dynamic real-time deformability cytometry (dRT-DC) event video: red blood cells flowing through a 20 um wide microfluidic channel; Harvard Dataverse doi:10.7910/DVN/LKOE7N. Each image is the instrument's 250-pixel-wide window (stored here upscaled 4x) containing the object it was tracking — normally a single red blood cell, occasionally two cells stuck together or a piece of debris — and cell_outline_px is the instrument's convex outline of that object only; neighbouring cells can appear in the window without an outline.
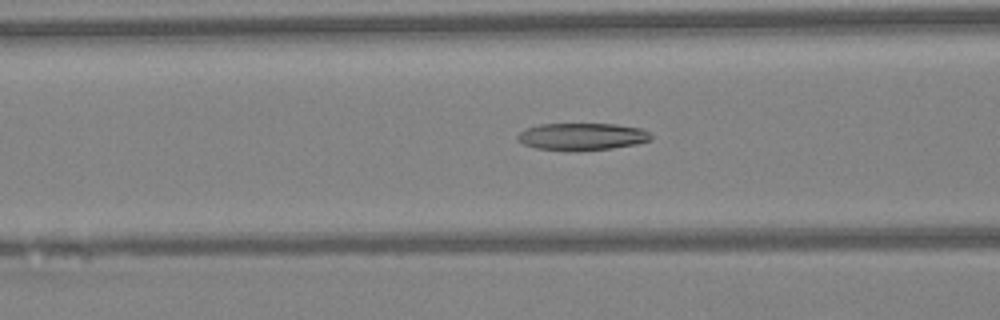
{"species": "Egyptian fruit bat (a non-hibernating species)", "species_latin": "Rousettus aegyptiacus", "temperature_condition": "warm", "stored_images_in_passage": 34, "camera_frame_rate_fps": 3000, "um_per_image_px": 0.085, "animal": {"sex": "female"}, "frame": {"image": 1, "passage_image": 5, "time_ms": 1.333, "image_size_px": [1000, 320], "cell_outline_px": [[652, 136], [648, 140], [636, 144], [612, 148], [536, 148], [524, 144], [516, 140], [516, 136], [524, 128], [540, 124], [616, 124], [640, 128], [648, 132]], "centroid_in_image_um": [49.44, 11.56], "position_along_channel_um": 117.2, "area_um2": 20.23}}
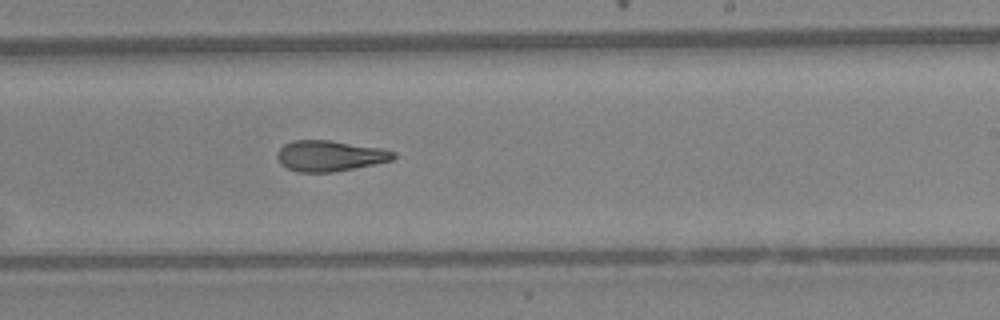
{"frame": {"image": 2, "passage_image": 15, "time_ms": 4.667, "image_size_px": [1000, 320], "cell_outline_px": [[396, 156], [392, 160], [332, 172], [300, 172], [288, 168], [280, 164], [276, 156], [276, 152], [284, 144], [292, 140], [332, 140], [380, 148], [396, 152]], "centroid_in_image_um": [27.99, 13.23], "position_along_channel_um": 261.0, "area_um2": 20.75}}
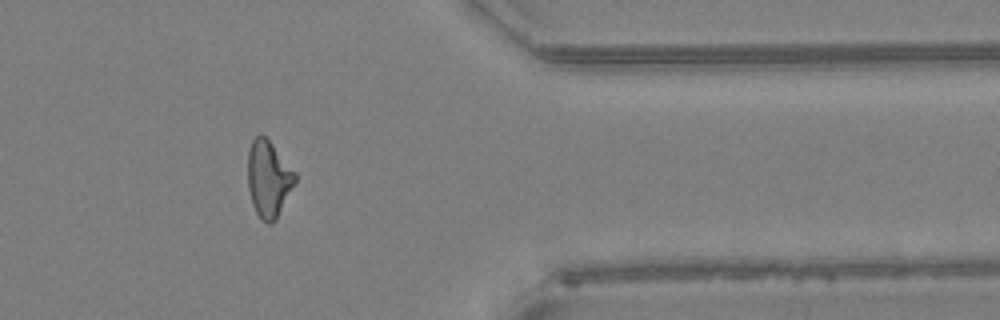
{"frame": {"image": 3, "passage_image": 25, "time_ms": 8.0, "image_size_px": [1000, 320], "cell_outline_px": [[296, 184], [276, 220], [272, 224], [268, 224], [256, 212], [252, 204], [248, 188], [248, 152], [252, 140], [260, 132], [272, 144], [296, 172]], "centroid_in_image_um": [22.84, 15.21], "position_along_channel_um": 388.6, "area_um2": 21.21}}